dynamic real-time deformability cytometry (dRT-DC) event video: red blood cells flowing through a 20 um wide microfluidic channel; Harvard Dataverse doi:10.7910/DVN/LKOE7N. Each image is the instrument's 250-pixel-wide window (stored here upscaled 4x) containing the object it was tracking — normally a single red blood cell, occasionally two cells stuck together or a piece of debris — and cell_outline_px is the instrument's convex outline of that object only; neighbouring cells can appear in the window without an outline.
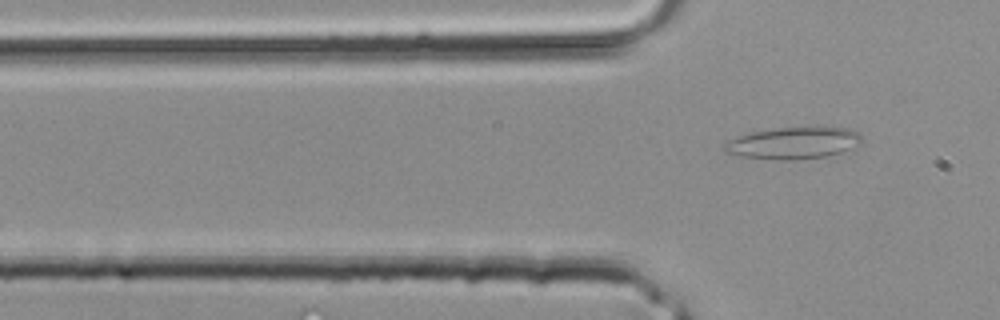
{"species": "common noctule bat (a hibernating species)", "species_latin": "Nyctalus noctula", "temperature_condition": "room temperature", "stored_images_in_passage": 3, "camera_frame_rate_fps": 3000, "um_per_image_px": 0.085, "animal": {"sex": "male", "body_mass_g": 20.4}, "frame": {"image": 1, "passage_image": 3, "time_ms": 0.667, "image_size_px": [1000, 320], "cell_outline_px": [[864, 140], [860, 144], [844, 152], [824, 156], [796, 160], [776, 160], [740, 156], [724, 152], [720, 148], [728, 140], [736, 136], [752, 132], [776, 128], [848, 128], [856, 132]], "centroid_in_image_um": [67.39, 12.18], "position_along_channel_um": 58.4, "area_um2": 25.49}}